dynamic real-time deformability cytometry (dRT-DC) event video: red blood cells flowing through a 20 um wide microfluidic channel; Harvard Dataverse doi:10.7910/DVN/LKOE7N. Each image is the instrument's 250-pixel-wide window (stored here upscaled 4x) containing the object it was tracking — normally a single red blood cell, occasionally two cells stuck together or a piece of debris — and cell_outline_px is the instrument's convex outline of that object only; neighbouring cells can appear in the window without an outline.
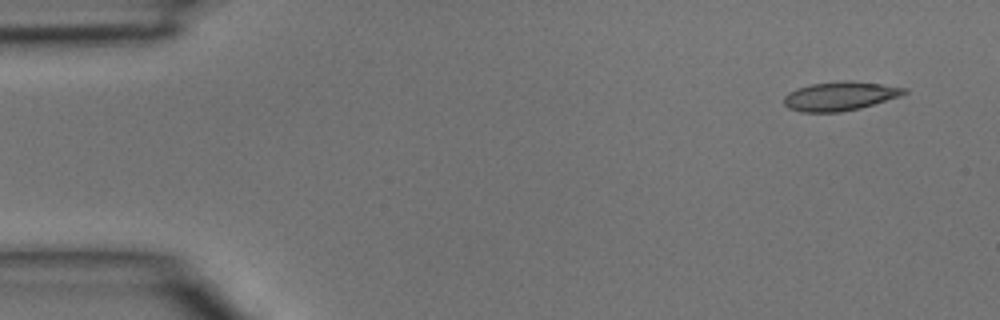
{"species": "common noctule bat (a hibernating species)", "species_latin": "Nyctalus noctula", "temperature_condition": "room temperature", "stored_images_in_passage": 4, "camera_frame_rate_fps": 3000, "um_per_image_px": 0.085, "animal": {"sex": "male", "body_mass_g": 15.6}, "frame": {"image": 1, "passage_image": 1, "time_ms": 0.0, "image_size_px": [1000, 320], "cell_outline_px": [[908, 92], [900, 96], [860, 108], [840, 112], [800, 112], [788, 108], [784, 104], [784, 96], [788, 92], [796, 88], [812, 84], [840, 80], [852, 80], [908, 88]], "centroid_in_image_um": [71.38, 8.16], "position_along_channel_um": 13.6, "area_um2": 20.4}}
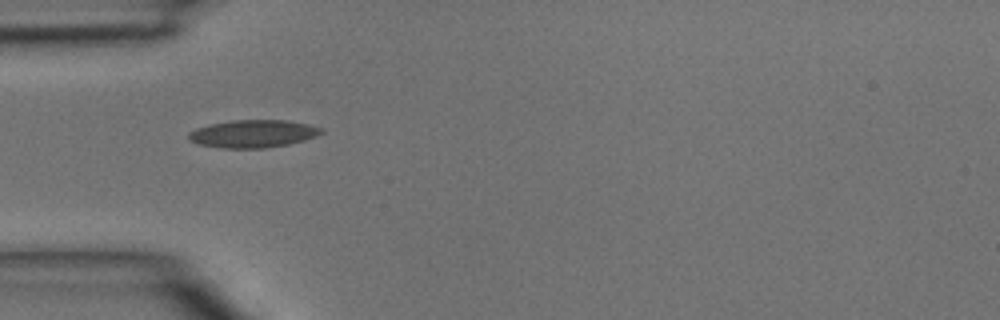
{"frame": {"image": 2, "passage_image": 3, "time_ms": 0.667, "image_size_px": [1000, 320], "cell_outline_px": [[324, 132], [316, 136], [304, 140], [288, 144], [264, 148], [220, 148], [196, 144], [188, 140], [188, 132], [196, 128], [208, 124], [232, 120], [288, 120], [308, 124], [324, 128]], "centroid_in_image_um": [21.48, 11.36], "position_along_channel_um": 63.5, "area_um2": 21.68}}
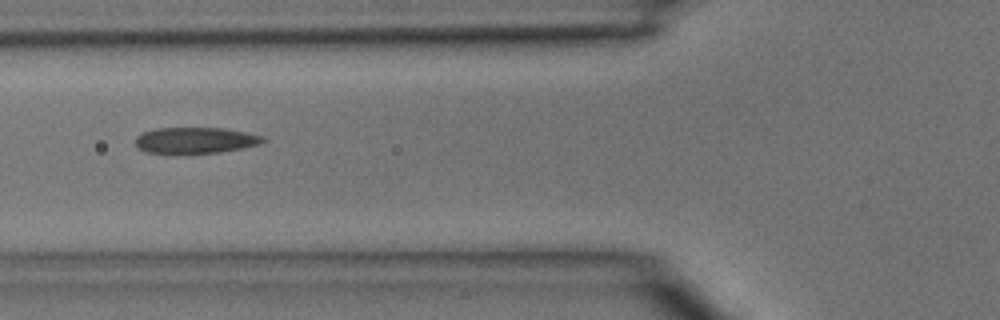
{"frame": {"image": 3, "passage_image": 4, "time_ms": 1.0, "image_size_px": [1000, 320], "cell_outline_px": [[268, 140], [260, 144], [244, 148], [220, 152], [144, 152], [136, 148], [136, 136], [140, 132], [156, 128], [224, 128], [264, 136]], "centroid_in_image_um": [16.61, 11.91], "position_along_channel_um": 109.2, "area_um2": 19.31}}